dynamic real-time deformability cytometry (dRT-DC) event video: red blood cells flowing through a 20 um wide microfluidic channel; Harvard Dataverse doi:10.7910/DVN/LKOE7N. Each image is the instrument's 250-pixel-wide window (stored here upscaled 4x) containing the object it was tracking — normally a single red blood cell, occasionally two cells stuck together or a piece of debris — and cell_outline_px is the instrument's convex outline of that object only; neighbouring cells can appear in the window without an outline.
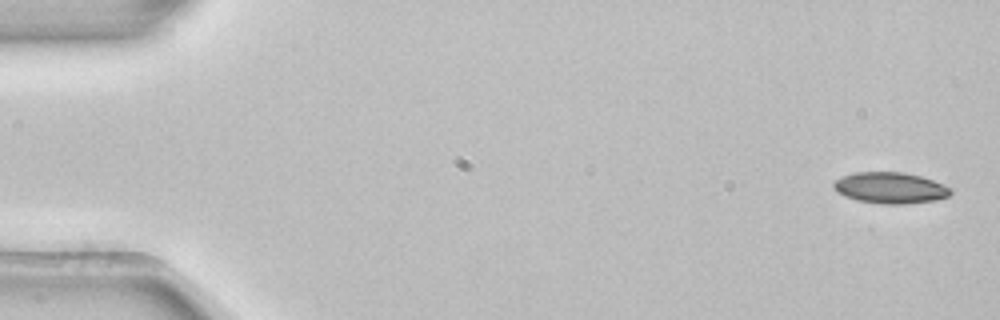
{"species": "common noctule bat (a hibernating species)", "species_latin": "Nyctalus noctula", "temperature_condition": "room temperature", "stored_images_in_passage": 4, "camera_frame_rate_fps": 3000, "um_per_image_px": 0.085, "animal": {"sex": "female", "body_mass_g": 22.7, "forearm_length_mm": 54.2}, "frame": {"image": 1, "passage_image": 1, "time_ms": 0.0, "image_size_px": [1000, 320], "cell_outline_px": [[952, 192], [948, 196], [936, 200], [904, 204], [880, 204], [856, 200], [844, 196], [836, 192], [832, 184], [840, 176], [856, 172], [904, 172], [920, 176], [932, 180], [952, 188]], "centroid_in_image_um": [75.64, 15.97], "position_along_channel_um": 9.4, "area_um2": 21.39}}
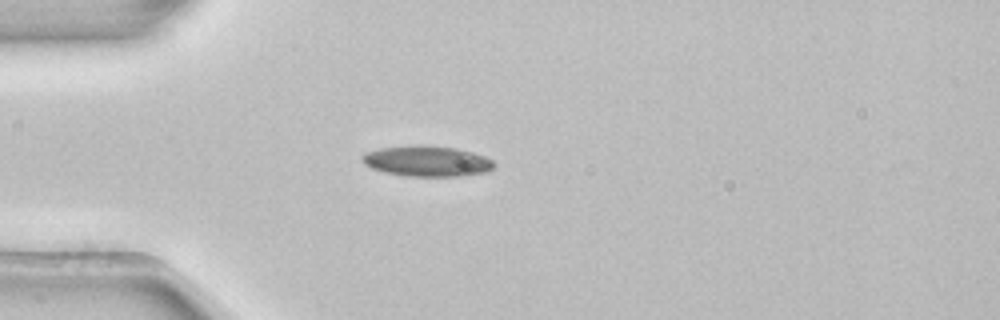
{"frame": {"image": 2, "passage_image": 4, "time_ms": 1.0, "image_size_px": [1000, 320], "cell_outline_px": [[496, 164], [488, 172], [464, 176], [404, 176], [384, 172], [372, 168], [364, 164], [360, 160], [360, 156], [364, 152], [380, 148], [416, 144], [420, 144], [456, 148], [472, 152], [484, 156], [492, 160]], "centroid_in_image_um": [36.26, 13.69], "position_along_channel_um": 48.7, "area_um2": 23.93}}